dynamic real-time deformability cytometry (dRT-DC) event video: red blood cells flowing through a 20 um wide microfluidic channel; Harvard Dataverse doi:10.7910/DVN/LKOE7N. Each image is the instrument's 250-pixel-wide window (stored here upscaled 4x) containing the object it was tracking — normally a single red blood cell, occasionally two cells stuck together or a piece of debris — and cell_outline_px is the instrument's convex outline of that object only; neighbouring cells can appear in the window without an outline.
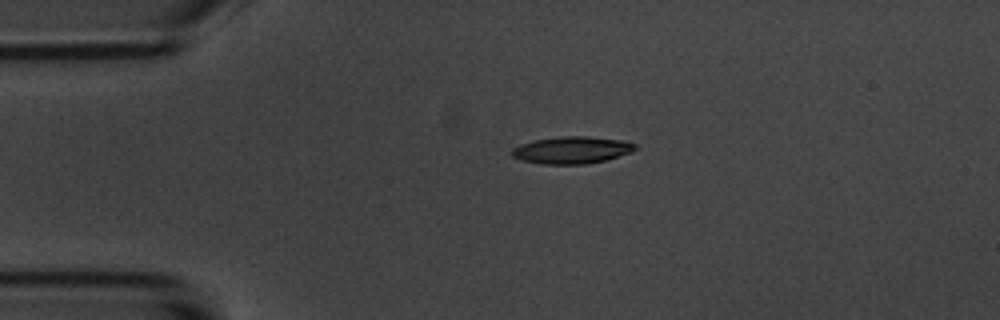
{"species": "common noctule bat (a hibernating species)", "species_latin": "Nyctalus noctula", "temperature_condition": "room temperature", "stored_images_in_passage": 2, "camera_frame_rate_fps": 3000, "um_per_image_px": 0.085, "animal": {"sex": "male", "body_mass_g": 20.1, "forearm_length_mm": 53.5}, "frame": {"image": 1, "passage_image": 1, "time_ms": 0.0, "image_size_px": [1000, 320], "cell_outline_px": [[636, 148], [632, 152], [604, 160], [584, 164], [540, 164], [520, 160], [512, 156], [512, 148], [520, 144], [536, 140], [564, 136], [588, 136], [620, 140], [636, 144]], "centroid_in_image_um": [48.58, 12.76], "position_along_channel_um": 36.4, "area_um2": 19.31}}